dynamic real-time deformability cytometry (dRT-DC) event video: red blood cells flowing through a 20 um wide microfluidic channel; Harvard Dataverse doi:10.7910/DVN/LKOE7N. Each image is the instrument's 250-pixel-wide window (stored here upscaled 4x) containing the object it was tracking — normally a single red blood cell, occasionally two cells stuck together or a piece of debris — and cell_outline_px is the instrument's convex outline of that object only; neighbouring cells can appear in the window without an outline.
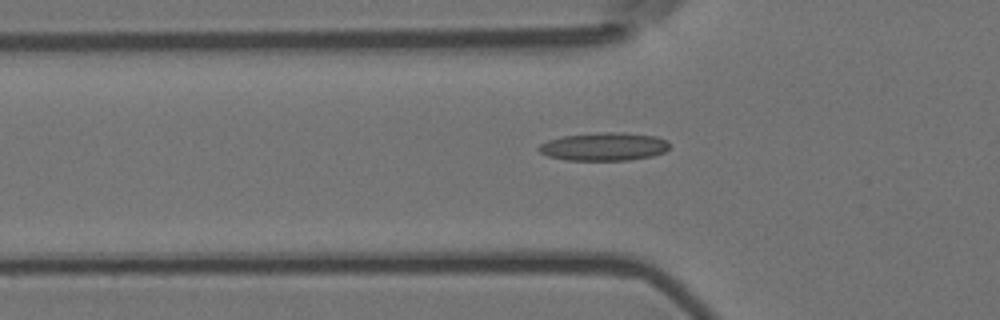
{"species": "Egyptian fruit bat (a non-hibernating species)", "species_latin": "Rousettus aegyptiacus", "temperature_condition": "room temperature", "stored_images_in_passage": 52, "camera_frame_rate_fps": 3000, "um_per_image_px": 0.085, "animal": {"sex": "female"}, "frame": {"image": 1, "passage_image": 19, "time_ms": 6.0, "image_size_px": [1000, 320], "cell_outline_px": [[668, 148], [664, 152], [652, 156], [628, 160], [564, 160], [548, 156], [540, 152], [536, 148], [540, 144], [548, 140], [560, 136], [600, 132], [624, 132], [656, 136], [668, 140]], "centroid_in_image_um": [51.32, 12.45], "position_along_channel_um": 74.5, "area_um2": 21.62}}
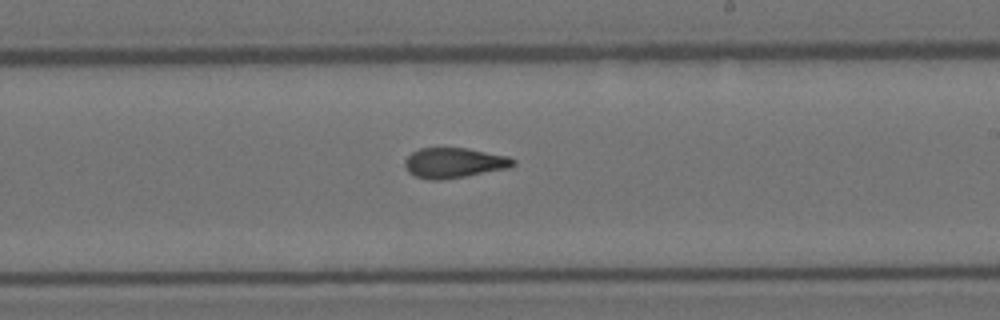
{"frame": {"image": 2, "passage_image": 33, "time_ms": 10.667, "image_size_px": [1000, 320], "cell_outline_px": [[516, 164], [508, 168], [444, 180], [432, 180], [416, 176], [408, 172], [404, 164], [404, 160], [412, 152], [420, 148], [468, 148], [508, 156], [516, 160]], "centroid_in_image_um": [38.6, 13.84], "position_along_channel_um": 250.4, "area_um2": 19.07}}
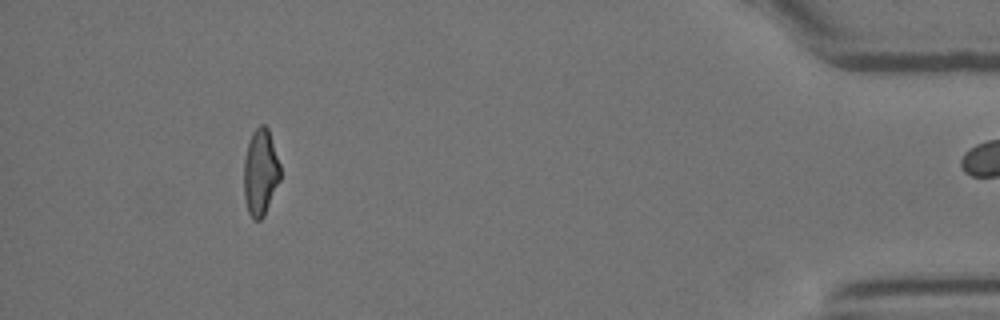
{"frame": {"image": 3, "passage_image": 51, "time_ms": 16.667, "image_size_px": [1000, 320], "cell_outline_px": [[280, 180], [264, 216], [260, 220], [252, 220], [248, 212], [244, 200], [244, 160], [248, 144], [252, 132], [260, 124], [264, 124], [268, 128], [280, 164]], "centroid_in_image_um": [22.13, 14.67], "position_along_channel_um": 413.1, "area_um2": 18.44}}